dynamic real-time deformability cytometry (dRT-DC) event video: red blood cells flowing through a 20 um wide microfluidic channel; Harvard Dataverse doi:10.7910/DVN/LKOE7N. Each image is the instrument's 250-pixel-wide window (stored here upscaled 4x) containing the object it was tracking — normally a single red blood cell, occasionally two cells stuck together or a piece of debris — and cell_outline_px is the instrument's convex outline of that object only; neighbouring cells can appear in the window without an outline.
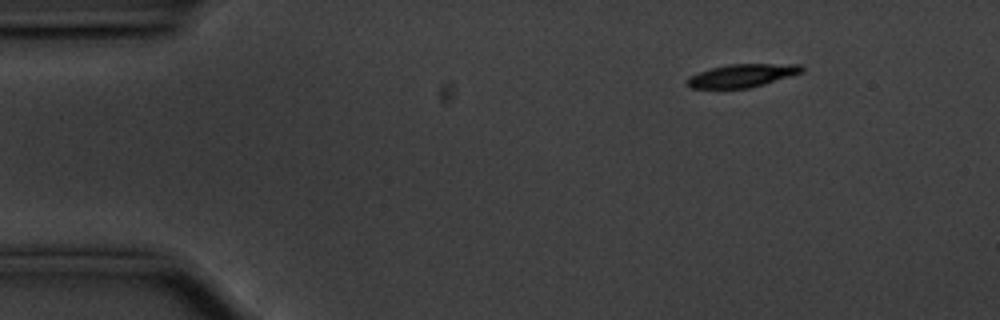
{"species": "common noctule bat (a hibernating species)", "species_latin": "Nyctalus noctula", "temperature_condition": "cold", "stored_images_in_passage": 50, "camera_frame_rate_fps": 3000, "um_per_image_px": 0.085, "animal": {"sex": "male", "body_mass_g": 20.1, "forearm_length_mm": 53.5}, "frame": {"image": 1, "passage_image": 1, "time_ms": 0.0, "image_size_px": [1000, 320], "cell_outline_px": [[804, 72], [764, 84], [748, 88], [692, 88], [684, 84], [684, 80], [688, 76], [696, 72], [728, 64], [800, 64], [804, 68]], "centroid_in_image_um": [63.03, 6.42], "position_along_channel_um": 22.0, "area_um2": 15.61}}
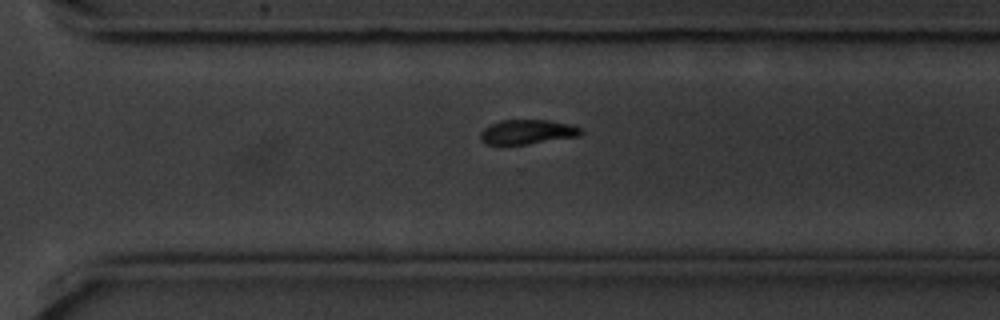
{"frame": {"image": 2, "passage_image": 33, "time_ms": 10.667, "image_size_px": [1000, 320], "cell_outline_px": [[584, 132], [580, 136], [528, 144], [484, 144], [480, 140], [480, 132], [484, 128], [500, 120], [548, 120], [568, 124], [584, 128]], "centroid_in_image_um": [44.85, 11.21], "position_along_channel_um": 325.8, "area_um2": 14.45}}
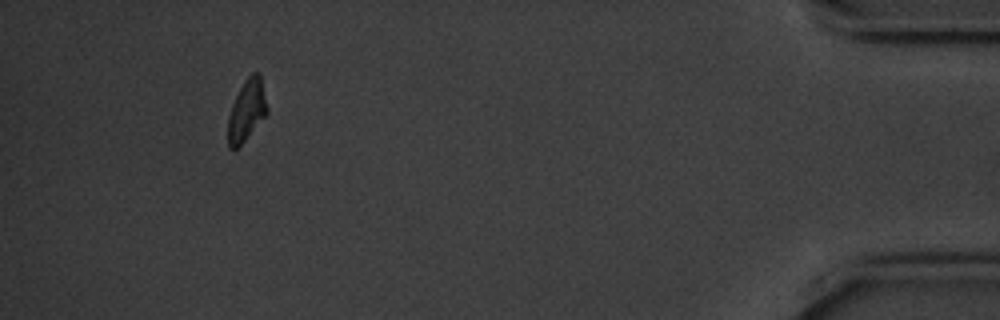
{"frame": {"image": 3, "passage_image": 46, "time_ms": 15.0, "image_size_px": [1000, 320], "cell_outline_px": [[268, 112], [244, 140], [236, 148], [228, 148], [228, 116], [232, 104], [244, 80], [252, 72], [260, 72], [268, 108]], "centroid_in_image_um": [20.97, 9.33], "position_along_channel_um": 414.2, "area_um2": 13.81}, "authors_computed_cell_mechanics": {"area_um2": 15.7216, "velocity_mm_per_s": 3.5392, "shape_relaxation_time_tau1_ms": 2.1117, "shape_relaxation_time_tau2_ms": null, "deformation_change_tau1": 0.1237, "deformation_change_tau2": null}}